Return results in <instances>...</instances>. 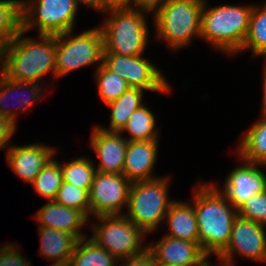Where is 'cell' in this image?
I'll use <instances>...</instances> for the list:
<instances>
[{"mask_svg": "<svg viewBox=\"0 0 266 266\" xmlns=\"http://www.w3.org/2000/svg\"><path fill=\"white\" fill-rule=\"evenodd\" d=\"M215 184H203L193 192L198 223V243L206 255H220L228 246L237 209Z\"/></svg>", "mask_w": 266, "mask_h": 266, "instance_id": "obj_1", "label": "cell"}, {"mask_svg": "<svg viewBox=\"0 0 266 266\" xmlns=\"http://www.w3.org/2000/svg\"><path fill=\"white\" fill-rule=\"evenodd\" d=\"M24 34L21 30L0 50V71L20 82L39 83L50 71L56 77V35H39L37 41Z\"/></svg>", "mask_w": 266, "mask_h": 266, "instance_id": "obj_2", "label": "cell"}, {"mask_svg": "<svg viewBox=\"0 0 266 266\" xmlns=\"http://www.w3.org/2000/svg\"><path fill=\"white\" fill-rule=\"evenodd\" d=\"M206 2L204 0L201 12L200 37L226 54L239 53L254 6L221 5L208 8Z\"/></svg>", "mask_w": 266, "mask_h": 266, "instance_id": "obj_3", "label": "cell"}, {"mask_svg": "<svg viewBox=\"0 0 266 266\" xmlns=\"http://www.w3.org/2000/svg\"><path fill=\"white\" fill-rule=\"evenodd\" d=\"M204 0H167L154 14L157 37L178 50L201 34Z\"/></svg>", "mask_w": 266, "mask_h": 266, "instance_id": "obj_4", "label": "cell"}, {"mask_svg": "<svg viewBox=\"0 0 266 266\" xmlns=\"http://www.w3.org/2000/svg\"><path fill=\"white\" fill-rule=\"evenodd\" d=\"M111 17L104 20L101 30L104 53L139 56L148 42V26L144 11L137 9L110 10Z\"/></svg>", "mask_w": 266, "mask_h": 266, "instance_id": "obj_5", "label": "cell"}, {"mask_svg": "<svg viewBox=\"0 0 266 266\" xmlns=\"http://www.w3.org/2000/svg\"><path fill=\"white\" fill-rule=\"evenodd\" d=\"M169 178L132 182L128 195V214H124L145 234L153 232L165 219L172 200L168 198Z\"/></svg>", "mask_w": 266, "mask_h": 266, "instance_id": "obj_6", "label": "cell"}, {"mask_svg": "<svg viewBox=\"0 0 266 266\" xmlns=\"http://www.w3.org/2000/svg\"><path fill=\"white\" fill-rule=\"evenodd\" d=\"M71 33L56 35V79L75 69L103 63L104 38L100 27L83 31L75 37Z\"/></svg>", "mask_w": 266, "mask_h": 266, "instance_id": "obj_7", "label": "cell"}, {"mask_svg": "<svg viewBox=\"0 0 266 266\" xmlns=\"http://www.w3.org/2000/svg\"><path fill=\"white\" fill-rule=\"evenodd\" d=\"M90 237L97 245L108 251L117 260H123L142 254L147 246L141 247L145 233L124 214L96 216Z\"/></svg>", "mask_w": 266, "mask_h": 266, "instance_id": "obj_8", "label": "cell"}, {"mask_svg": "<svg viewBox=\"0 0 266 266\" xmlns=\"http://www.w3.org/2000/svg\"><path fill=\"white\" fill-rule=\"evenodd\" d=\"M77 10L75 0H22V30L26 33L37 26L39 35L72 31Z\"/></svg>", "mask_w": 266, "mask_h": 266, "instance_id": "obj_9", "label": "cell"}, {"mask_svg": "<svg viewBox=\"0 0 266 266\" xmlns=\"http://www.w3.org/2000/svg\"><path fill=\"white\" fill-rule=\"evenodd\" d=\"M103 64L110 71L125 79L129 87L162 93L170 91V83L167 82L161 71L142 55L126 56L103 53Z\"/></svg>", "mask_w": 266, "mask_h": 266, "instance_id": "obj_10", "label": "cell"}, {"mask_svg": "<svg viewBox=\"0 0 266 266\" xmlns=\"http://www.w3.org/2000/svg\"><path fill=\"white\" fill-rule=\"evenodd\" d=\"M131 182L123 174L96 171L89 191L90 214L122 215L127 207Z\"/></svg>", "mask_w": 266, "mask_h": 266, "instance_id": "obj_11", "label": "cell"}, {"mask_svg": "<svg viewBox=\"0 0 266 266\" xmlns=\"http://www.w3.org/2000/svg\"><path fill=\"white\" fill-rule=\"evenodd\" d=\"M265 225L237 216L233 223L228 246L219 255L233 263V256L242 255L254 261H266Z\"/></svg>", "mask_w": 266, "mask_h": 266, "instance_id": "obj_12", "label": "cell"}, {"mask_svg": "<svg viewBox=\"0 0 266 266\" xmlns=\"http://www.w3.org/2000/svg\"><path fill=\"white\" fill-rule=\"evenodd\" d=\"M245 165L233 169L226 178L223 194L238 209L250 197L266 190V175L257 164L243 161Z\"/></svg>", "mask_w": 266, "mask_h": 266, "instance_id": "obj_13", "label": "cell"}, {"mask_svg": "<svg viewBox=\"0 0 266 266\" xmlns=\"http://www.w3.org/2000/svg\"><path fill=\"white\" fill-rule=\"evenodd\" d=\"M90 145L100 159L96 171L122 174L128 141L120 132H109L95 127L90 137Z\"/></svg>", "mask_w": 266, "mask_h": 266, "instance_id": "obj_14", "label": "cell"}, {"mask_svg": "<svg viewBox=\"0 0 266 266\" xmlns=\"http://www.w3.org/2000/svg\"><path fill=\"white\" fill-rule=\"evenodd\" d=\"M55 149L40 143L9 146L7 162L21 179L32 183L46 163L54 157Z\"/></svg>", "mask_w": 266, "mask_h": 266, "instance_id": "obj_15", "label": "cell"}, {"mask_svg": "<svg viewBox=\"0 0 266 266\" xmlns=\"http://www.w3.org/2000/svg\"><path fill=\"white\" fill-rule=\"evenodd\" d=\"M158 141H128L122 174L131 183L158 178L152 174L157 161Z\"/></svg>", "mask_w": 266, "mask_h": 266, "instance_id": "obj_16", "label": "cell"}, {"mask_svg": "<svg viewBox=\"0 0 266 266\" xmlns=\"http://www.w3.org/2000/svg\"><path fill=\"white\" fill-rule=\"evenodd\" d=\"M147 249L152 253L156 264L194 266L206 255L198 242L183 241L167 235L156 244H149Z\"/></svg>", "mask_w": 266, "mask_h": 266, "instance_id": "obj_17", "label": "cell"}, {"mask_svg": "<svg viewBox=\"0 0 266 266\" xmlns=\"http://www.w3.org/2000/svg\"><path fill=\"white\" fill-rule=\"evenodd\" d=\"M34 218L39 223V227L68 232L77 240L87 237L80 230L87 225L88 218L81 211L58 204L54 200L48 201L41 207Z\"/></svg>", "mask_w": 266, "mask_h": 266, "instance_id": "obj_18", "label": "cell"}, {"mask_svg": "<svg viewBox=\"0 0 266 266\" xmlns=\"http://www.w3.org/2000/svg\"><path fill=\"white\" fill-rule=\"evenodd\" d=\"M0 76V116L7 117L11 122L16 125L17 114L16 112L12 111V109H9V106H7V103L5 102L8 100L10 101L12 95L15 96L14 93H17L18 95H16V98L14 97L17 103H15L14 105L21 104L18 106V109L24 111L34 105L35 101L38 102V100L40 99L42 95L41 93L43 92L41 91V84L33 82L14 81L12 79H9L2 71L0 73ZM20 89L23 93H30L28 95L29 97H26L27 94H25V98H21L22 93L20 92Z\"/></svg>", "mask_w": 266, "mask_h": 266, "instance_id": "obj_19", "label": "cell"}, {"mask_svg": "<svg viewBox=\"0 0 266 266\" xmlns=\"http://www.w3.org/2000/svg\"><path fill=\"white\" fill-rule=\"evenodd\" d=\"M40 254L55 261L53 265L67 266L77 239L70 233L54 228L39 227Z\"/></svg>", "mask_w": 266, "mask_h": 266, "instance_id": "obj_20", "label": "cell"}, {"mask_svg": "<svg viewBox=\"0 0 266 266\" xmlns=\"http://www.w3.org/2000/svg\"><path fill=\"white\" fill-rule=\"evenodd\" d=\"M169 223L167 236L183 241L198 242V223L191 203L173 201L165 216Z\"/></svg>", "mask_w": 266, "mask_h": 266, "instance_id": "obj_21", "label": "cell"}, {"mask_svg": "<svg viewBox=\"0 0 266 266\" xmlns=\"http://www.w3.org/2000/svg\"><path fill=\"white\" fill-rule=\"evenodd\" d=\"M143 91L145 90L130 87L117 100L107 103L111 109L110 128L99 127L109 132H120L133 112L144 105Z\"/></svg>", "mask_w": 266, "mask_h": 266, "instance_id": "obj_22", "label": "cell"}, {"mask_svg": "<svg viewBox=\"0 0 266 266\" xmlns=\"http://www.w3.org/2000/svg\"><path fill=\"white\" fill-rule=\"evenodd\" d=\"M238 147L242 161L266 164V115L246 131Z\"/></svg>", "mask_w": 266, "mask_h": 266, "instance_id": "obj_23", "label": "cell"}, {"mask_svg": "<svg viewBox=\"0 0 266 266\" xmlns=\"http://www.w3.org/2000/svg\"><path fill=\"white\" fill-rule=\"evenodd\" d=\"M87 238L77 240L67 266H117L114 256Z\"/></svg>", "mask_w": 266, "mask_h": 266, "instance_id": "obj_24", "label": "cell"}, {"mask_svg": "<svg viewBox=\"0 0 266 266\" xmlns=\"http://www.w3.org/2000/svg\"><path fill=\"white\" fill-rule=\"evenodd\" d=\"M155 119L154 114L143 105L133 112L120 133L123 131L130 133V137H126L127 141L159 140Z\"/></svg>", "mask_w": 266, "mask_h": 266, "instance_id": "obj_25", "label": "cell"}, {"mask_svg": "<svg viewBox=\"0 0 266 266\" xmlns=\"http://www.w3.org/2000/svg\"><path fill=\"white\" fill-rule=\"evenodd\" d=\"M21 1L0 0V50L22 30Z\"/></svg>", "mask_w": 266, "mask_h": 266, "instance_id": "obj_26", "label": "cell"}, {"mask_svg": "<svg viewBox=\"0 0 266 266\" xmlns=\"http://www.w3.org/2000/svg\"><path fill=\"white\" fill-rule=\"evenodd\" d=\"M251 49L256 56H266V7L255 6L252 9L249 28L242 50ZM266 62V61H265Z\"/></svg>", "mask_w": 266, "mask_h": 266, "instance_id": "obj_27", "label": "cell"}, {"mask_svg": "<svg viewBox=\"0 0 266 266\" xmlns=\"http://www.w3.org/2000/svg\"><path fill=\"white\" fill-rule=\"evenodd\" d=\"M63 182L90 191L96 168L91 159L80 157L61 165Z\"/></svg>", "mask_w": 266, "mask_h": 266, "instance_id": "obj_28", "label": "cell"}, {"mask_svg": "<svg viewBox=\"0 0 266 266\" xmlns=\"http://www.w3.org/2000/svg\"><path fill=\"white\" fill-rule=\"evenodd\" d=\"M62 182L61 164L52 157L31 184L37 193L51 201L55 199Z\"/></svg>", "mask_w": 266, "mask_h": 266, "instance_id": "obj_29", "label": "cell"}, {"mask_svg": "<svg viewBox=\"0 0 266 266\" xmlns=\"http://www.w3.org/2000/svg\"><path fill=\"white\" fill-rule=\"evenodd\" d=\"M95 78L98 93L105 104L117 100L130 88L125 79L110 71L103 63L97 66Z\"/></svg>", "mask_w": 266, "mask_h": 266, "instance_id": "obj_30", "label": "cell"}, {"mask_svg": "<svg viewBox=\"0 0 266 266\" xmlns=\"http://www.w3.org/2000/svg\"><path fill=\"white\" fill-rule=\"evenodd\" d=\"M54 201L63 206L79 210L89 218V192L85 189H80L74 185L62 182Z\"/></svg>", "mask_w": 266, "mask_h": 266, "instance_id": "obj_31", "label": "cell"}, {"mask_svg": "<svg viewBox=\"0 0 266 266\" xmlns=\"http://www.w3.org/2000/svg\"><path fill=\"white\" fill-rule=\"evenodd\" d=\"M238 216L258 224H266V190L253 195L238 209Z\"/></svg>", "mask_w": 266, "mask_h": 266, "instance_id": "obj_32", "label": "cell"}, {"mask_svg": "<svg viewBox=\"0 0 266 266\" xmlns=\"http://www.w3.org/2000/svg\"><path fill=\"white\" fill-rule=\"evenodd\" d=\"M16 249L14 244L9 243L0 248V266H31V261H27Z\"/></svg>", "mask_w": 266, "mask_h": 266, "instance_id": "obj_33", "label": "cell"}, {"mask_svg": "<svg viewBox=\"0 0 266 266\" xmlns=\"http://www.w3.org/2000/svg\"><path fill=\"white\" fill-rule=\"evenodd\" d=\"M16 131V125L7 117L0 116V150L8 147L12 135Z\"/></svg>", "mask_w": 266, "mask_h": 266, "instance_id": "obj_34", "label": "cell"}, {"mask_svg": "<svg viewBox=\"0 0 266 266\" xmlns=\"http://www.w3.org/2000/svg\"><path fill=\"white\" fill-rule=\"evenodd\" d=\"M120 261H122V264L119 266H156L155 259L148 249L142 254Z\"/></svg>", "mask_w": 266, "mask_h": 266, "instance_id": "obj_35", "label": "cell"}, {"mask_svg": "<svg viewBox=\"0 0 266 266\" xmlns=\"http://www.w3.org/2000/svg\"><path fill=\"white\" fill-rule=\"evenodd\" d=\"M167 0H131V8L142 10L145 13L154 11L155 13L157 10L161 8V6L166 2ZM134 4V5H133Z\"/></svg>", "mask_w": 266, "mask_h": 266, "instance_id": "obj_36", "label": "cell"}, {"mask_svg": "<svg viewBox=\"0 0 266 266\" xmlns=\"http://www.w3.org/2000/svg\"><path fill=\"white\" fill-rule=\"evenodd\" d=\"M131 8V0H102V11Z\"/></svg>", "mask_w": 266, "mask_h": 266, "instance_id": "obj_37", "label": "cell"}, {"mask_svg": "<svg viewBox=\"0 0 266 266\" xmlns=\"http://www.w3.org/2000/svg\"><path fill=\"white\" fill-rule=\"evenodd\" d=\"M217 257L219 258V260L222 263V266H234L230 261L223 259L222 257H220L219 255H217ZM209 255H205L198 263H196L194 266H215L212 265L211 262L209 261Z\"/></svg>", "mask_w": 266, "mask_h": 266, "instance_id": "obj_38", "label": "cell"}, {"mask_svg": "<svg viewBox=\"0 0 266 266\" xmlns=\"http://www.w3.org/2000/svg\"><path fill=\"white\" fill-rule=\"evenodd\" d=\"M77 6L79 3L95 8L102 12V0H75Z\"/></svg>", "mask_w": 266, "mask_h": 266, "instance_id": "obj_39", "label": "cell"}, {"mask_svg": "<svg viewBox=\"0 0 266 266\" xmlns=\"http://www.w3.org/2000/svg\"><path fill=\"white\" fill-rule=\"evenodd\" d=\"M265 65H266V62H265ZM265 70H264V75H263V79H264V83H263V91H264V97H263V112H262V114H265L266 115V66H265V68H264Z\"/></svg>", "mask_w": 266, "mask_h": 266, "instance_id": "obj_40", "label": "cell"}, {"mask_svg": "<svg viewBox=\"0 0 266 266\" xmlns=\"http://www.w3.org/2000/svg\"><path fill=\"white\" fill-rule=\"evenodd\" d=\"M156 266H183L179 264H156Z\"/></svg>", "mask_w": 266, "mask_h": 266, "instance_id": "obj_41", "label": "cell"}]
</instances>
